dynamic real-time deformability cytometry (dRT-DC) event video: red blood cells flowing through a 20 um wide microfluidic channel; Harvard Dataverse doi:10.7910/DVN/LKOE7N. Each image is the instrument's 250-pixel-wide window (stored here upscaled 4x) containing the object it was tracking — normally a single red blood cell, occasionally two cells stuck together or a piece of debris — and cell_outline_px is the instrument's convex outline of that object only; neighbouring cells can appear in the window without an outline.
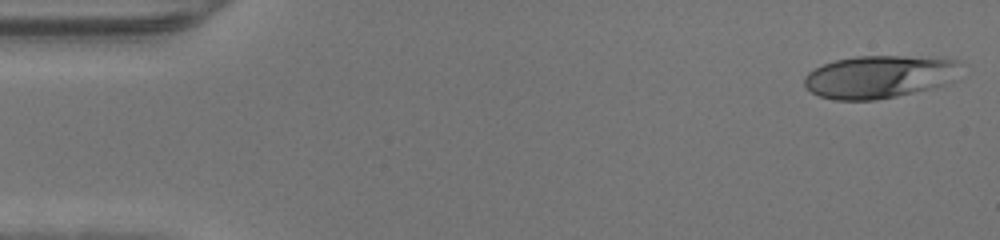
{"species": "human", "species_latin": "Homo sapiens", "temperature_condition": "warm", "stored_images_in_passage": 46, "camera_frame_rate_fps": 3000, "um_per_image_px": 0.085, "donor": {"sex": "male"}, "frame": {"image": 1, "passage_image": 1, "time_ms": 0.0, "image_size_px": [1000, 240], "cell_outline_px": [[960, 60], [940, 84], [928, 88], [896, 96], [876, 100], [836, 100], [820, 96], [812, 92], [804, 84], [804, 76], [808, 72], [824, 64], [836, 60], [856, 56], [900, 56]], "centroid_in_image_um": [74.52, 6.53], "position_along_channel_um": 10.5, "area_um2": 37.34}}
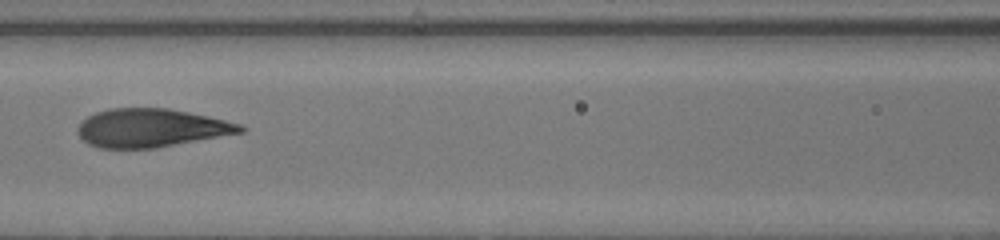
{"frame": {"image": 2, "passage_image": 20, "time_ms": 6.333, "image_size_px": [1000, 240], "cell_outline_px": [[248, 128], [244, 132], [156, 148], [100, 148], [88, 144], [76, 132], [76, 128], [88, 116], [96, 112], [112, 108], [168, 108], [208, 116], [240, 124]], "centroid_in_image_um": [12.85, 10.88], "position_along_channel_um": 153.7, "area_um2": 36.3}}
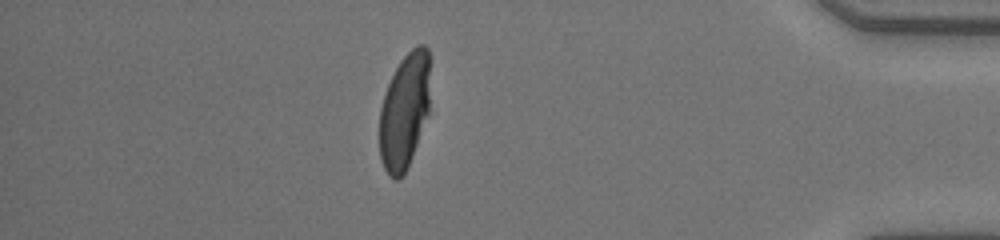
{"frame": {"image": 3, "passage_image": 40, "time_ms": 13.0, "image_size_px": [1000, 240], "cell_outline_px": [[428, 116], [408, 168], [396, 180], [388, 176], [380, 160], [380, 108], [388, 84], [400, 60], [416, 44], [424, 44], [428, 48]], "centroid_in_image_um": [34.37, 9.47], "position_along_channel_um": 400.8, "area_um2": 33.93}}